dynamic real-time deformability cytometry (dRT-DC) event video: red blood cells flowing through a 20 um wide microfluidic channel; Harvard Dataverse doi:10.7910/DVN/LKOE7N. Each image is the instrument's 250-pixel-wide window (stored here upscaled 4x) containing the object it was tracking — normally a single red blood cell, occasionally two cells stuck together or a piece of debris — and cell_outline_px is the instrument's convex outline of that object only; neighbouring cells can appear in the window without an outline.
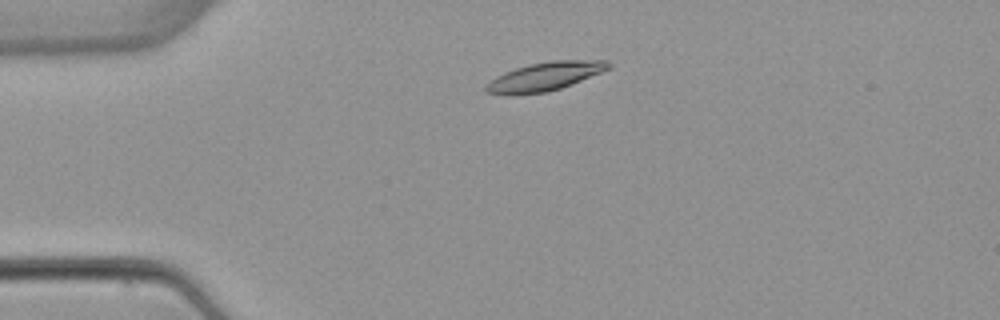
{"species": "common noctule bat (a hibernating species)", "species_latin": "Nyctalus noctula", "temperature_condition": "warm", "stored_images_in_passage": 6, "camera_frame_rate_fps": 3000, "um_per_image_px": 0.085, "animal": {"sex": "female", "body_mass_g": 22.7, "forearm_length_mm": 54.2}, "frame": {"image": 1, "passage_image": 2, "time_ms": 1.0, "image_size_px": [1000, 320], "cell_outline_px": [[612, 68], [572, 84], [548, 92], [512, 96], [504, 96], [484, 92], [484, 88], [496, 76], [504, 72], [528, 64], [552, 60], [608, 60], [612, 64]], "centroid_in_image_um": [46.3, 6.51], "position_along_channel_um": 38.7, "area_um2": 20.81}}
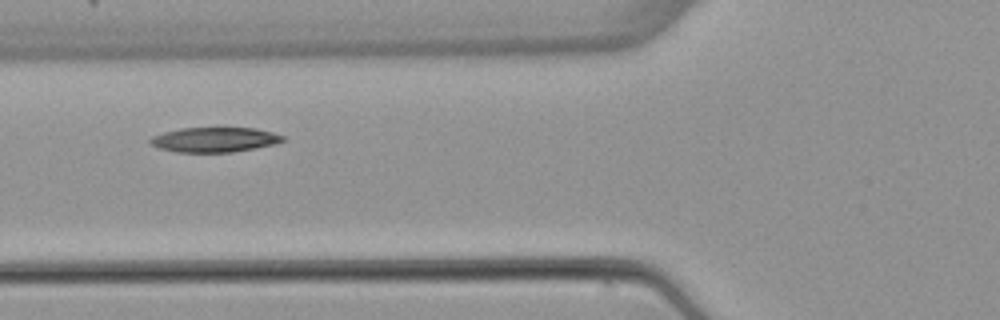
{"frame": {"image": 2, "passage_image": 4, "time_ms": 3.667, "image_size_px": [1000, 320], "cell_outline_px": [[284, 140], [276, 144], [256, 148], [232, 152], [176, 152], [160, 148], [152, 144], [148, 140], [152, 136], [164, 132], [180, 128], [256, 128], [272, 132], [284, 136]], "centroid_in_image_um": [18.25, 11.87], "position_along_channel_um": 107.5, "area_um2": 19.13}}